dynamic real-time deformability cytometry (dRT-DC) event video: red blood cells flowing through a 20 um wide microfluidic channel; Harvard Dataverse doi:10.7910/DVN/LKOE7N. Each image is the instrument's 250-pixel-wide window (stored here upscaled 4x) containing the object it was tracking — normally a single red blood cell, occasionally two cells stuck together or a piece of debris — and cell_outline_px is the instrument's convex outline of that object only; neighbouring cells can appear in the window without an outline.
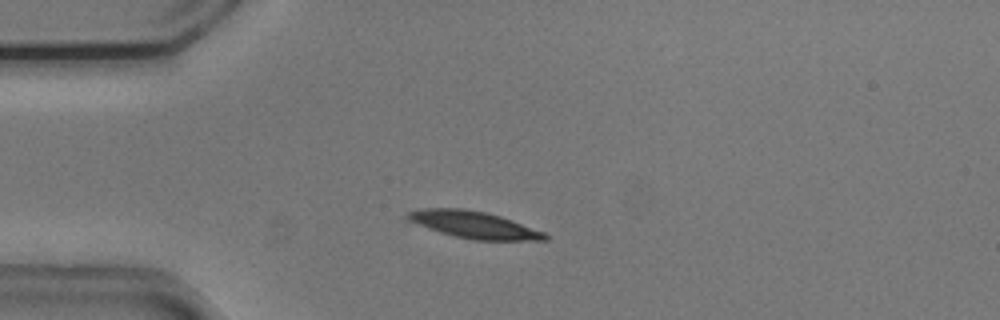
{"species": "common noctule bat (a hibernating species)", "species_latin": "Nyctalus noctula", "temperature_condition": "cold", "stored_images_in_passage": 8, "camera_frame_rate_fps": 3000, "um_per_image_px": 0.085, "animal": {"sex": "male", "body_mass_g": 20.5, "forearm_length_mm": 52.5}, "frame": {"image": 1, "passage_image": 1, "time_ms": 0.0, "image_size_px": [1000, 320], "cell_outline_px": [[552, 236], [548, 240], [476, 240], [456, 236], [440, 232], [404, 220], [404, 216], [408, 212], [424, 208], [464, 208], [484, 212], [500, 216], [512, 220], [544, 232]], "centroid_in_image_um": [40.26, 19.1], "position_along_channel_um": 44.7, "area_um2": 21.62}}